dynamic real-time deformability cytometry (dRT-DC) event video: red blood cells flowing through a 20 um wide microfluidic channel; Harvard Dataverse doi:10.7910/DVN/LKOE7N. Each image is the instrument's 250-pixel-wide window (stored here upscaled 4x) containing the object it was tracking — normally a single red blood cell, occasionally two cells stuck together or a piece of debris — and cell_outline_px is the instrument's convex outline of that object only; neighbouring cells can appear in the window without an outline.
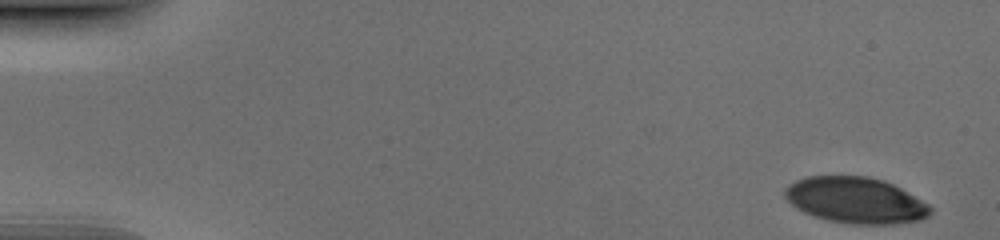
{"species": "human", "species_latin": "Homo sapiens", "temperature_condition": "cold", "stored_images_in_passage": 50, "camera_frame_rate_fps": 3000, "um_per_image_px": 0.085, "donor": {"sex": "male"}, "frame": {"image": 1, "passage_image": 1, "time_ms": 0.0, "image_size_px": [1000, 240], "cell_outline_px": [[932, 212], [928, 216], [920, 220], [892, 224], [852, 224], [828, 220], [804, 212], [796, 208], [784, 196], [784, 188], [788, 184], [796, 180], [808, 176], [868, 176], [884, 180], [900, 188], [928, 204], [932, 208]], "centroid_in_image_um": [72.71, 17.02], "position_along_channel_um": 12.3, "area_um2": 38.96}}
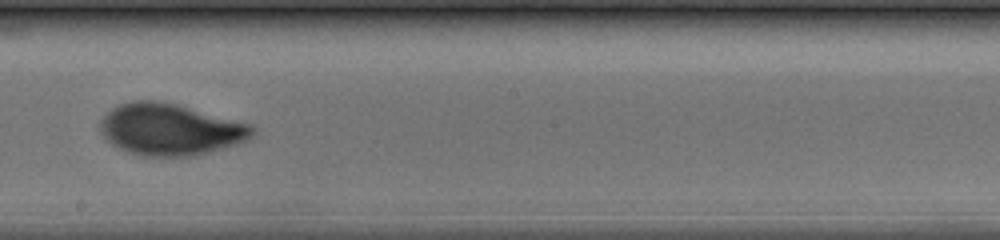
{"frame": {"image": 2, "passage_image": 29, "time_ms": 9.333, "image_size_px": [1000, 240], "cell_outline_px": [[256, 132], [252, 136], [236, 144], [196, 156], [144, 156], [128, 152], [112, 144], [100, 132], [100, 120], [112, 108], [120, 104], [136, 100], [152, 100], [172, 104], [252, 124], [256, 128]], "centroid_in_image_um": [14.47, 11.02], "position_along_channel_um": 233.7, "area_um2": 45.26}}
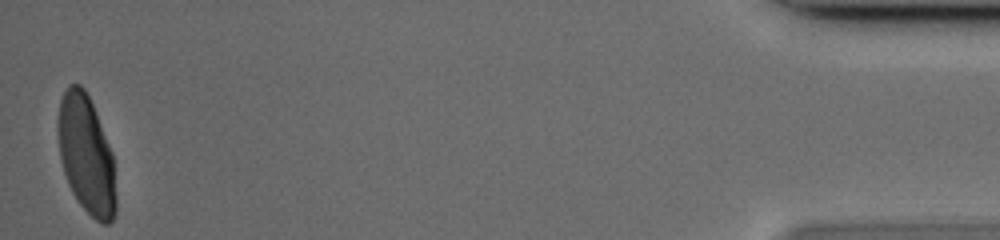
{"frame": {"image": 3, "passage_image": 50, "time_ms": 16.333, "image_size_px": [1000, 240], "cell_outline_px": [[116, 212], [112, 220], [108, 224], [104, 224], [96, 220], [80, 204], [72, 192], [68, 184], [64, 172], [60, 156], [56, 128], [56, 124], [60, 100], [68, 84], [80, 84], [84, 88], [92, 104], [112, 152], [116, 196]], "centroid_in_image_um": [7.32, 13.14], "position_along_channel_um": 427.9, "area_um2": 39.94}}